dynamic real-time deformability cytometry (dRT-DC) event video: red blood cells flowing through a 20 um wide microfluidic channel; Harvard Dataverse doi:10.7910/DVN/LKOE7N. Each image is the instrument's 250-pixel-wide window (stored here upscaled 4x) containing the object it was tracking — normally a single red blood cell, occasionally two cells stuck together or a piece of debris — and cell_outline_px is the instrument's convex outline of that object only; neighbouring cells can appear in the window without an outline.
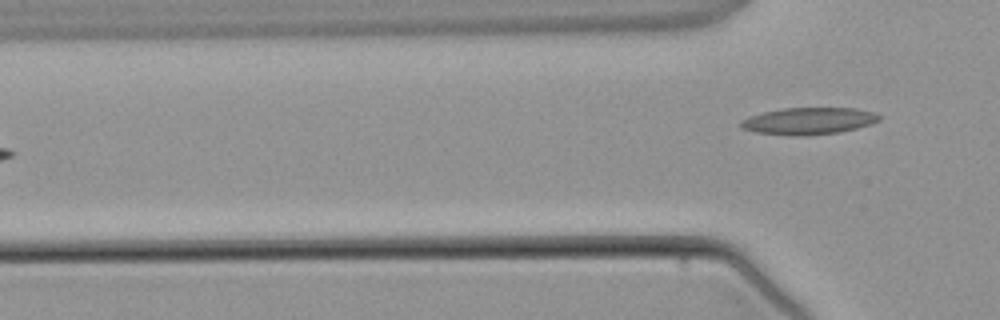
{"species": "common noctule bat (a hibernating species)", "species_latin": "Nyctalus noctula", "temperature_condition": "warm", "stored_images_in_passage": 5, "camera_frame_rate_fps": 3000, "um_per_image_px": 0.085, "animal": {"sex": "male", "body_mass_g": 21.5, "forearm_length_mm": 52.0}, "frame": {"image": 1, "passage_image": 5, "time_ms": 5.0, "image_size_px": [1000, 320], "cell_outline_px": [[880, 120], [872, 124], [840, 132], [804, 136], [796, 136], [756, 132], [740, 128], [740, 124], [748, 116], [764, 112], [784, 108], [856, 108], [876, 112], [880, 116]], "centroid_in_image_um": [68.77, 10.28], "position_along_channel_um": 57.0, "area_um2": 21.73}}